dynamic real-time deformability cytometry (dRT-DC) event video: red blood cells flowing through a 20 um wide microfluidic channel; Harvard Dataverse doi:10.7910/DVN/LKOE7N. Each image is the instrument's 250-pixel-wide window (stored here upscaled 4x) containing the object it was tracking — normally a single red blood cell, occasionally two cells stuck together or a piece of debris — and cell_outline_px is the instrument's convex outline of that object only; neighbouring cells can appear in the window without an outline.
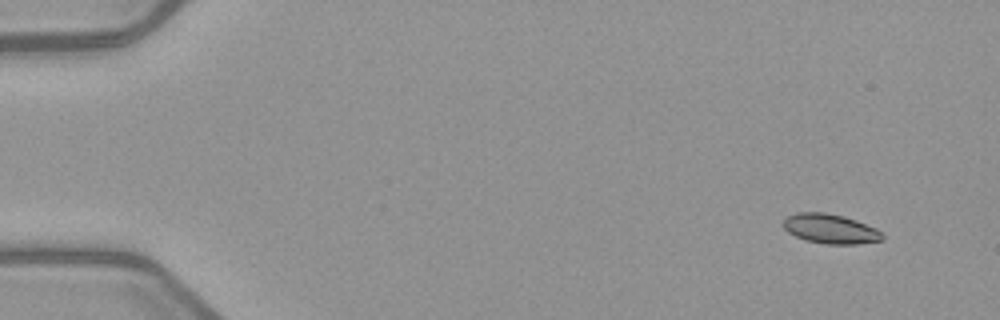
{"species": "common noctule bat (a hibernating species)", "species_latin": "Nyctalus noctula", "temperature_condition": "warm", "stored_images_in_passage": 3, "camera_frame_rate_fps": 3000, "um_per_image_px": 0.085, "animal": {"sex": "female", "body_mass_g": 21.9}, "frame": {"image": 1, "passage_image": 1, "time_ms": 0.0, "image_size_px": [1000, 320], "cell_outline_px": [[884, 240], [856, 244], [828, 244], [804, 240], [788, 232], [784, 228], [784, 220], [788, 216], [796, 212], [824, 212], [844, 216], [856, 220], [876, 228], [884, 236]], "centroid_in_image_um": [70.59, 19.45], "position_along_channel_um": 14.4, "area_um2": 17.05}}
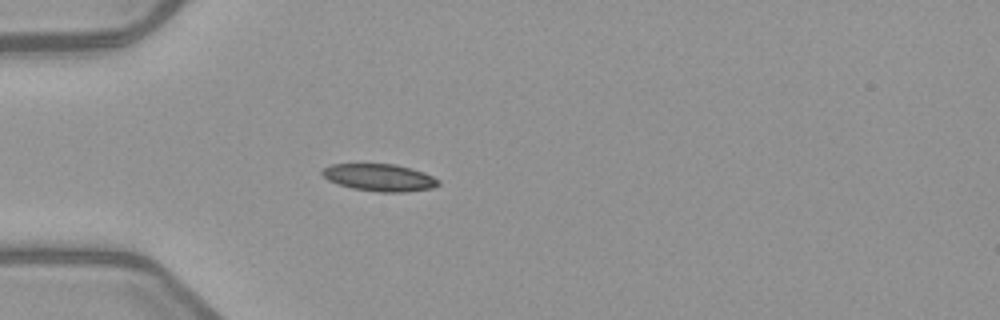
{"frame": {"image": 2, "passage_image": 3, "time_ms": 4.0, "image_size_px": [1000, 320], "cell_outline_px": [[440, 184], [432, 188], [404, 192], [380, 192], [352, 188], [328, 180], [320, 172], [324, 168], [332, 164], [396, 164], [412, 168], [424, 172], [440, 180]], "centroid_in_image_um": [32.29, 15.08], "position_along_channel_um": 52.7, "area_um2": 18.38}}